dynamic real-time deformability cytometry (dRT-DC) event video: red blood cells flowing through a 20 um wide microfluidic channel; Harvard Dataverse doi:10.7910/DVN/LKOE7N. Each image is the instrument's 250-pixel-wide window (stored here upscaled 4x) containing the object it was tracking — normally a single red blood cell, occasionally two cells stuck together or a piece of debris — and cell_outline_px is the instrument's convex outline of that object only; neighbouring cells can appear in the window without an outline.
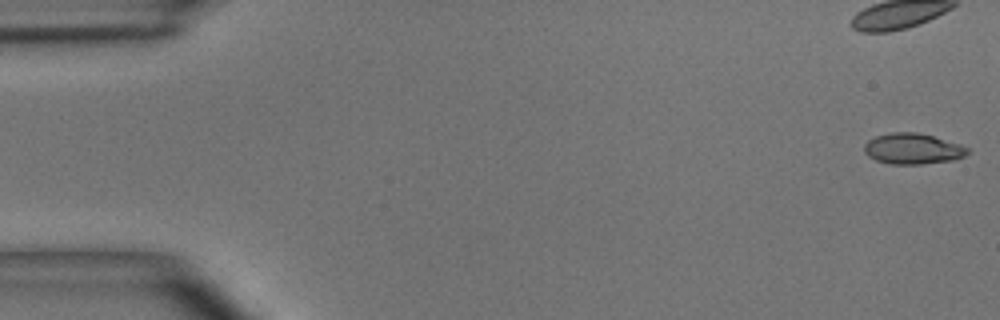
{"species": "common noctule bat (a hibernating species)", "species_latin": "Nyctalus noctula", "temperature_condition": "room temperature", "stored_images_in_passage": 15, "camera_frame_rate_fps": 3000, "um_per_image_px": 0.085, "animal": {"sex": "male", "body_mass_g": 15.6}, "frame": {"image": 1, "passage_image": 1, "time_ms": 0.0, "image_size_px": [1000, 320], "cell_outline_px": [[972, 152], [964, 156], [952, 160], [920, 164], [892, 164], [876, 160], [868, 156], [864, 152], [864, 144], [868, 140], [876, 136], [892, 132], [916, 132], [932, 136], [960, 144], [968, 148]], "centroid_in_image_um": [77.58, 12.64], "position_along_channel_um": 7.4, "area_um2": 18.5}}